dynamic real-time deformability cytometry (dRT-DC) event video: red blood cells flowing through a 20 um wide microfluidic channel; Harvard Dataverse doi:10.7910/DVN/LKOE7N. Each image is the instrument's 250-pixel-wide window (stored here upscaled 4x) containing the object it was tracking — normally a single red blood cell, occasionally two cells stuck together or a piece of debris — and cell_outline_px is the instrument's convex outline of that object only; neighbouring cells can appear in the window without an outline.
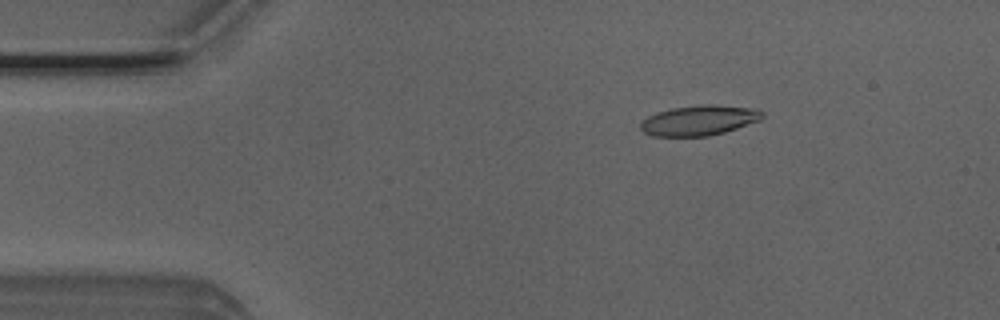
{"species": "Egyptian fruit bat (a non-hibernating species)", "species_latin": "Rousettus aegyptiacus", "temperature_condition": "room temperature", "stored_images_in_passage": 51, "camera_frame_rate_fps": 3000, "um_per_image_px": 0.085, "animal": {"sex": "male"}, "frame": {"image": 1, "passage_image": 8, "time_ms": 2.333, "image_size_px": [1000, 320], "cell_outline_px": [[764, 116], [760, 120], [724, 132], [708, 136], [652, 136], [644, 132], [640, 128], [640, 124], [648, 116], [656, 112], [672, 108], [700, 104], [716, 104], [760, 108], [764, 112]], "centroid_in_image_um": [59.47, 10.21], "position_along_channel_um": 25.5, "area_um2": 21.62}}
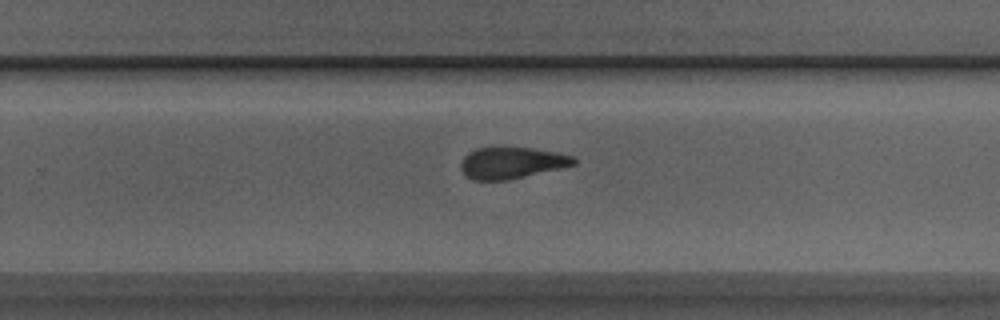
{"frame": {"image": 2, "passage_image": 32, "time_ms": 10.333, "image_size_px": [1000, 320], "cell_outline_px": [[576, 164], [508, 180], [472, 180], [460, 168], [460, 160], [468, 152], [476, 148], [532, 148], [556, 152], [572, 156], [576, 160]], "centroid_in_image_um": [43.45, 13.84], "position_along_channel_um": 286.3, "area_um2": 20.46}}
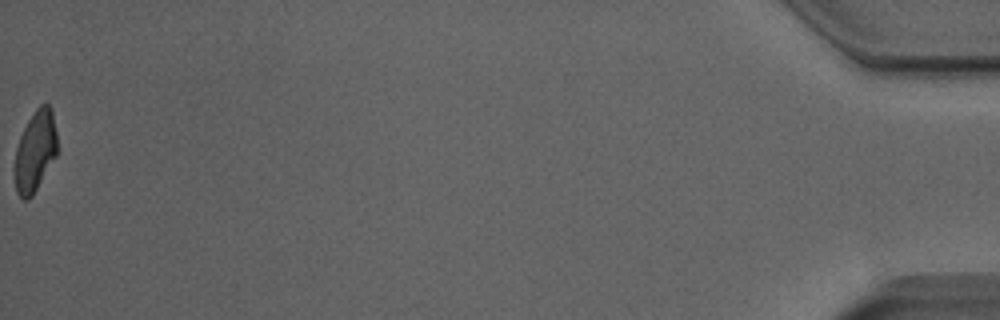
{"frame": {"image": 3, "passage_image": 51, "time_ms": 16.667, "image_size_px": [1000, 320], "cell_outline_px": [[56, 156], [32, 196], [28, 200], [24, 200], [16, 192], [12, 168], [16, 148], [20, 136], [28, 120], [36, 108], [40, 104], [48, 104], [52, 112], [56, 132]], "centroid_in_image_um": [2.94, 12.89], "position_along_channel_um": 432.3, "area_um2": 20.17}, "authors_computed_cell_mechanics": {"area_um2": 21.5016, "velocity_mm_per_s": 4.0213, "shape_relaxation_time_tau1_ms": 6.3572, "shape_relaxation_time_tau2_ms": 1.7882, "deformation_change_tau1": 0.2143, "deformation_change_tau2": 0.1115}}